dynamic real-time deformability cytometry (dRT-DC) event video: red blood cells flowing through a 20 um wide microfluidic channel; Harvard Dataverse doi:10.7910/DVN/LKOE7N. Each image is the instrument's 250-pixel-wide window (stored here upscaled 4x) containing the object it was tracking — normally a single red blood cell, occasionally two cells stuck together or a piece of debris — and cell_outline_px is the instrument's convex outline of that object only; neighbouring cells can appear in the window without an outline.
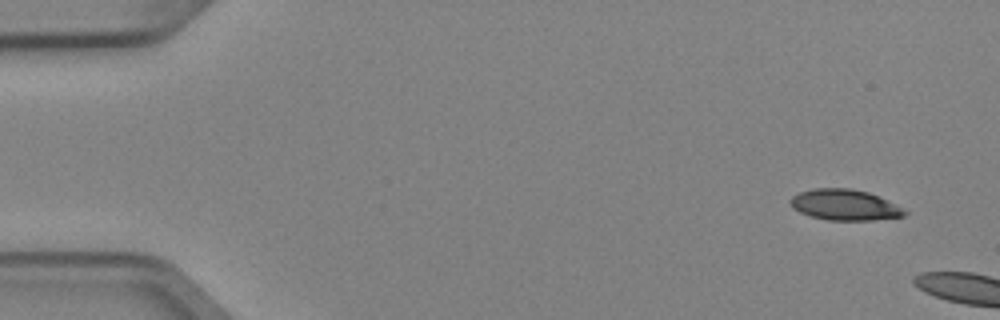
{"species": "Egyptian fruit bat (a non-hibernating species)", "species_latin": "Rousettus aegyptiacus", "temperature_condition": "cold", "stored_images_in_passage": 4, "camera_frame_rate_fps": 3000, "um_per_image_px": 0.085, "animal": {"sex": "female"}, "frame": {"image": 1, "passage_image": 1, "time_ms": 0.0, "image_size_px": [1000, 320], "cell_outline_px": [[908, 212], [904, 216], [872, 220], [828, 220], [812, 216], [800, 212], [792, 208], [788, 200], [792, 196], [800, 192], [812, 188], [852, 188], [868, 192]], "centroid_in_image_um": [71.72, 17.41], "position_along_channel_um": 13.3, "area_um2": 20.23}}